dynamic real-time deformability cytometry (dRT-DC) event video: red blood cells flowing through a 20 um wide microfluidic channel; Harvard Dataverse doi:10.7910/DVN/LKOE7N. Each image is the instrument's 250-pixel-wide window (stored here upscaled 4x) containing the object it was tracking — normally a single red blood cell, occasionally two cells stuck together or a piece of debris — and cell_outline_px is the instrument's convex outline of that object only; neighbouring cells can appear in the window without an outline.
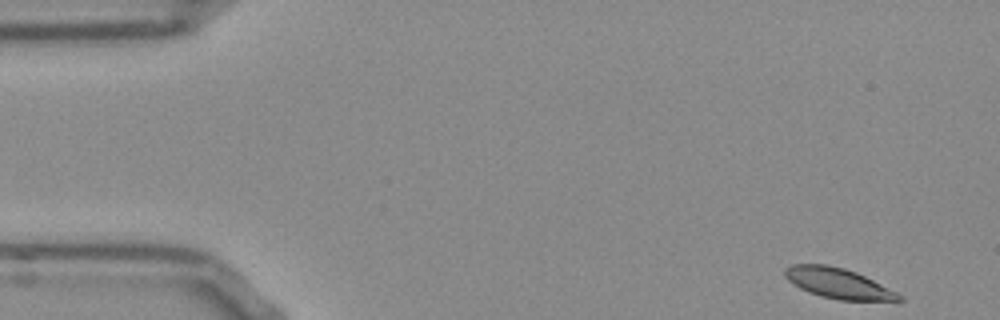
{"species": "Egyptian fruit bat (a non-hibernating species)", "species_latin": "Rousettus aegyptiacus", "temperature_condition": "room temperature", "stored_images_in_passage": 51, "camera_frame_rate_fps": 3000, "um_per_image_px": 0.085, "frame": {"image": 1, "passage_image": 1, "time_ms": 0.0, "image_size_px": [1000, 320], "cell_outline_px": [[904, 300], [840, 300], [820, 296], [808, 292], [792, 284], [784, 276], [784, 268], [792, 264], [828, 264], [844, 268], [856, 272], [904, 296]], "centroid_in_image_um": [71.19, 24.07], "position_along_channel_um": 13.8, "area_um2": 20.06}}
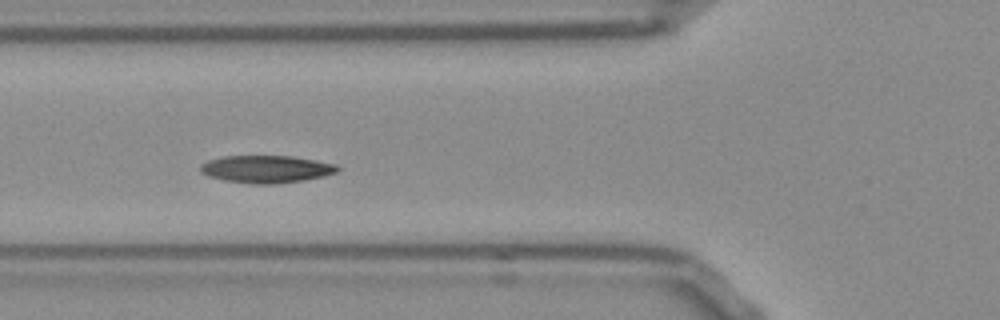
{"frame": {"image": 2, "passage_image": 17, "time_ms": 5.333, "image_size_px": [1000, 320], "cell_outline_px": [[340, 168], [336, 172], [324, 176], [304, 180], [276, 184], [252, 184], [224, 180], [208, 176], [200, 172], [200, 164], [208, 160], [224, 156], [292, 156], [316, 160], [336, 164]], "centroid_in_image_um": [22.63, 14.37], "position_along_channel_um": 103.2, "area_um2": 22.02}}
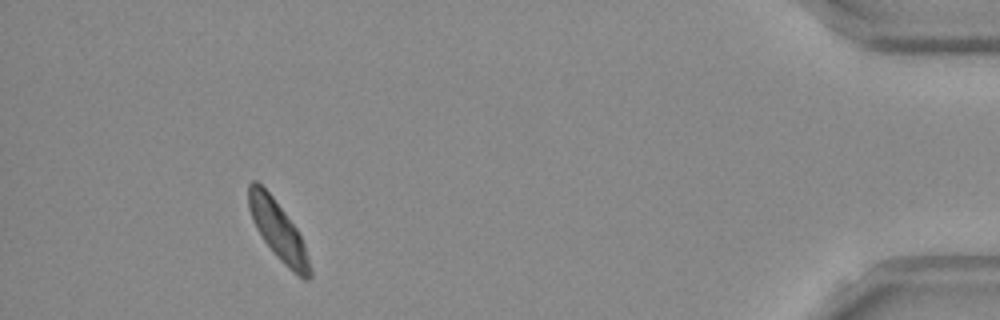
{"frame": {"image": 3, "passage_image": 47, "time_ms": 15.333, "image_size_px": [1000, 320], "cell_outline_px": [[312, 276], [308, 280], [304, 280], [292, 272], [276, 256], [264, 240], [256, 228], [252, 220], [248, 208], [248, 184], [252, 180], [256, 180], [272, 196], [296, 228], [304, 244], [312, 268]], "centroid_in_image_um": [23.64, 19.63], "position_along_channel_um": 411.6, "area_um2": 20.87}, "authors_computed_cell_mechanics": {"area_um2": 21.2704, "velocity_mm_per_s": 3.7435, "shape_relaxation_time_tau1_ms": 1.895, "shape_relaxation_time_tau2_ms": 6.1856, "deformation_change_tau1": 0.1109, "deformation_change_tau2": 0.1052}}